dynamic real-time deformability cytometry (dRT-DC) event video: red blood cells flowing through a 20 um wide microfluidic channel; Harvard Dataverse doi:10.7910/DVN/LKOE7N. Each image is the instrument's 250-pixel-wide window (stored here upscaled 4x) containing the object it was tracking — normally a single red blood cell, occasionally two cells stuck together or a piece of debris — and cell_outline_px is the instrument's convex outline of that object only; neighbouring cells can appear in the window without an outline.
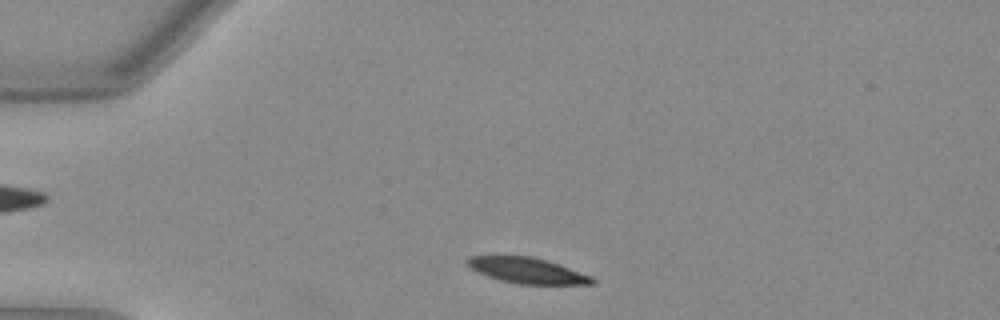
{"species": "Egyptian fruit bat (a non-hibernating species)", "species_latin": "Rousettus aegyptiacus", "temperature_condition": "warm", "stored_images_in_passage": 36, "camera_frame_rate_fps": 3000, "um_per_image_px": 0.085, "animal": {"sex": "female"}, "frame": {"image": 1, "passage_image": 3, "time_ms": 0.667, "image_size_px": [1000, 320], "cell_outline_px": [[596, 280], [592, 284], [520, 284], [500, 280], [476, 272], [468, 268], [468, 256], [532, 256], [548, 260], [560, 264], [592, 276]], "centroid_in_image_um": [44.82, 22.99], "position_along_channel_um": 40.2, "area_um2": 18.73}}
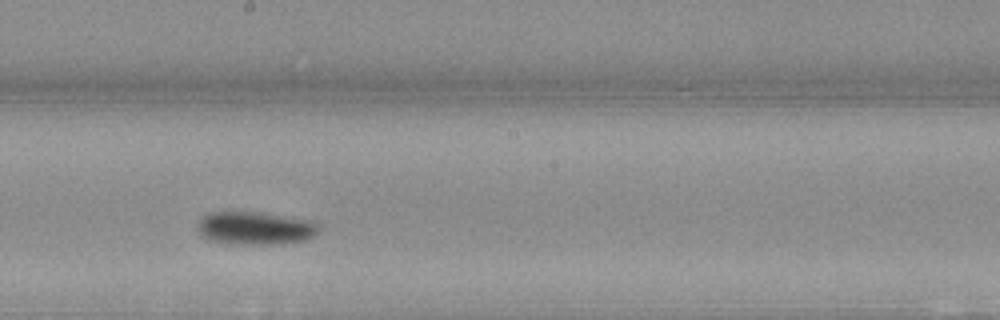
{"frame": {"image": 2, "passage_image": 20, "time_ms": 6.333, "image_size_px": [1000, 320], "cell_outline_px": [[316, 232], [312, 236], [304, 240], [280, 244], [224, 244], [208, 240], [200, 236], [196, 224], [208, 212], [256, 212], [312, 220], [316, 224]], "centroid_in_image_um": [21.6, 19.41], "position_along_channel_um": 226.6, "area_um2": 23.35}}
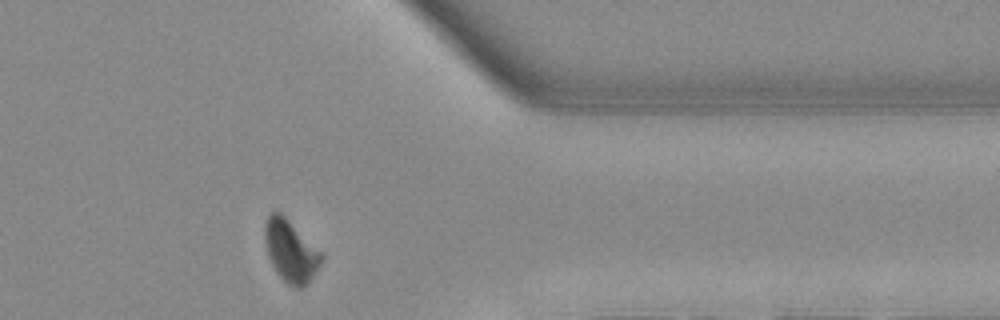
{"frame": {"image": 3, "passage_image": 33, "time_ms": 10.667, "image_size_px": [1000, 320], "cell_outline_px": [[324, 260], [316, 272], [300, 288], [296, 288], [288, 284], [276, 272], [268, 256], [264, 236], [264, 224], [268, 216], [272, 212], [280, 212], [324, 252]], "centroid_in_image_um": [24.74, 21.31], "position_along_channel_um": 386.7, "area_um2": 20.52}, "authors_computed_cell_mechanics": {"area_um2": 20.9814, "velocity_mm_per_s": 3.9716, "shape_relaxation_time_tau1_ms": 5.049, "shape_relaxation_time_tau2_ms": null, "deformation_change_tau1": 0.1729, "deformation_change_tau2": null}}